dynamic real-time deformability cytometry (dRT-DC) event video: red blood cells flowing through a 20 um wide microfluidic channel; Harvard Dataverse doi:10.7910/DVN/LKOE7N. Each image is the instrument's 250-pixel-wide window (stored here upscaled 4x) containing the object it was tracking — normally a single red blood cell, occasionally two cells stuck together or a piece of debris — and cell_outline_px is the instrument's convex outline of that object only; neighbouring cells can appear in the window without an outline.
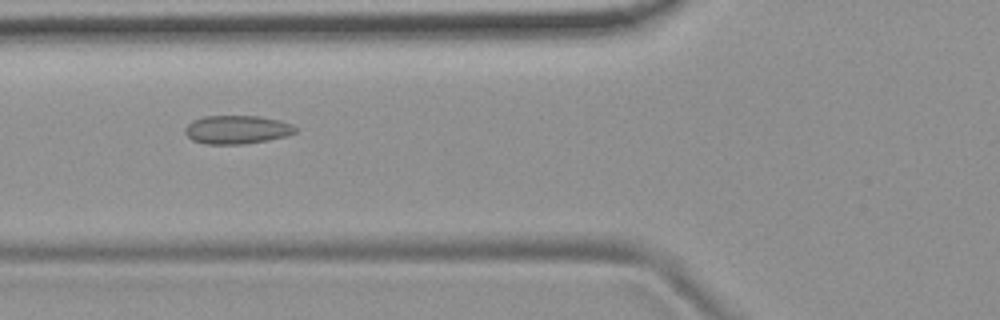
{"species": "common noctule bat (a hibernating species)", "species_latin": "Nyctalus noctula", "temperature_condition": "room temperature", "stored_images_in_passage": 53, "camera_frame_rate_fps": 3000, "um_per_image_px": 0.085, "animal": {"sex": "female", "body_mass_g": 19.9}, "frame": {"image": 1, "passage_image": 20, "time_ms": 6.333, "image_size_px": [1000, 320], "cell_outline_px": [[296, 132], [284, 136], [268, 140], [244, 144], [204, 144], [192, 140], [184, 132], [184, 128], [192, 120], [204, 116], [260, 116], [280, 120], [292, 124], [296, 128]], "centroid_in_image_um": [20.11, 11.01], "position_along_channel_um": 105.7, "area_um2": 18.38}}
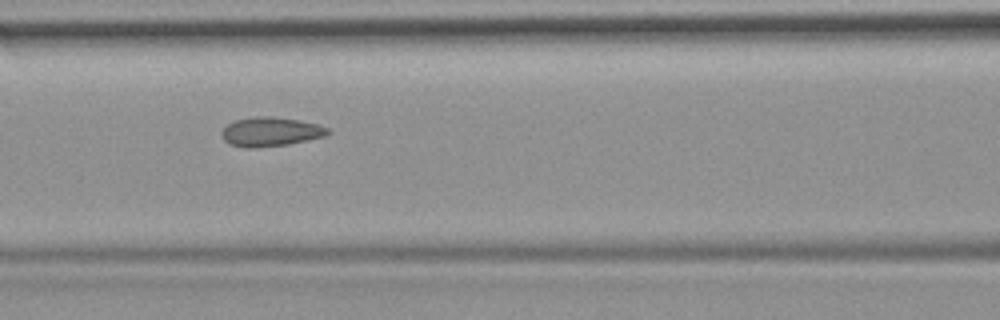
{"frame": {"image": 2, "passage_image": 23, "time_ms": 7.333, "image_size_px": [1000, 320], "cell_outline_px": [[332, 132], [324, 136], [288, 144], [252, 148], [248, 148], [232, 144], [224, 140], [220, 132], [228, 124], [236, 120], [256, 116], [268, 116], [300, 120], [316, 124], [328, 128]], "centroid_in_image_um": [23.0, 11.19], "position_along_channel_um": 143.6, "area_um2": 17.8}}
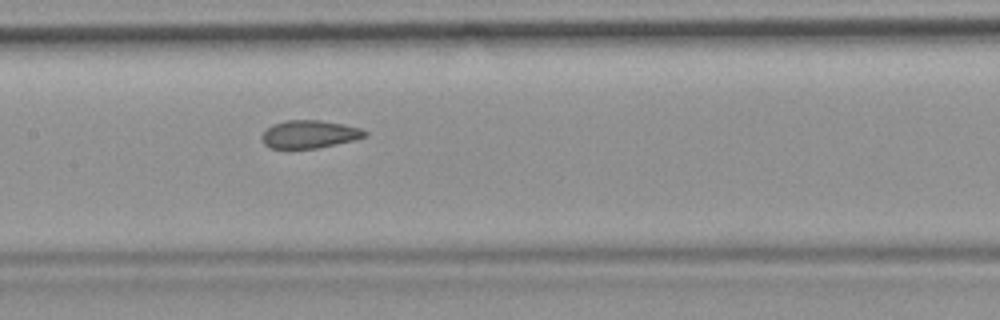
{"frame": {"image": 3, "passage_image": 26, "time_ms": 8.333, "image_size_px": [1000, 320], "cell_outline_px": [[368, 136], [352, 140], [316, 148], [272, 148], [264, 144], [260, 136], [272, 124], [284, 120], [320, 120], [344, 124], [360, 128], [368, 132]], "centroid_in_image_um": [26.29, 11.39], "position_along_channel_um": 181.1, "area_um2": 16.65}, "authors_computed_cell_mechanics": {"area_um2": 17.918, "velocity_mm_per_s": 3.7698, "shape_relaxation_time_tau1_ms": null, "shape_relaxation_time_tau2_ms": 1.4498, "deformation_change_tau1": null, "deformation_change_tau2": 0.0692}}